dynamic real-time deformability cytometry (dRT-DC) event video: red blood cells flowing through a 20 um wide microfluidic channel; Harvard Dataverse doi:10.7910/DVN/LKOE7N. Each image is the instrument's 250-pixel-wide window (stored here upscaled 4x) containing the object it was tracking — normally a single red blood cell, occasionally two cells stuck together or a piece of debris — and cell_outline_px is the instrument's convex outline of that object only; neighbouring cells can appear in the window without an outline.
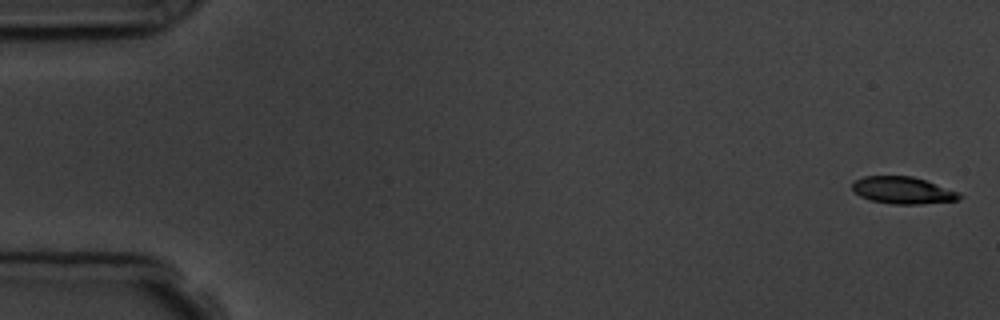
{"species": "common noctule bat (a hibernating species)", "species_latin": "Nyctalus noctula", "temperature_condition": "room temperature", "stored_images_in_passage": 6, "camera_frame_rate_fps": 3000, "um_per_image_px": 0.085, "animal": {"sex": "male", "body_mass_g": 19.5, "forearm_length_mm": 54.6}, "frame": {"image": 1, "passage_image": 1, "time_ms": 0.0, "image_size_px": [1000, 320], "cell_outline_px": [[964, 196], [956, 200], [920, 204], [892, 204], [872, 200], [860, 196], [852, 188], [852, 184], [856, 180], [864, 176], [912, 176], [960, 192]], "centroid_in_image_um": [76.76, 16.17], "position_along_channel_um": 8.2, "area_um2": 16.7}}